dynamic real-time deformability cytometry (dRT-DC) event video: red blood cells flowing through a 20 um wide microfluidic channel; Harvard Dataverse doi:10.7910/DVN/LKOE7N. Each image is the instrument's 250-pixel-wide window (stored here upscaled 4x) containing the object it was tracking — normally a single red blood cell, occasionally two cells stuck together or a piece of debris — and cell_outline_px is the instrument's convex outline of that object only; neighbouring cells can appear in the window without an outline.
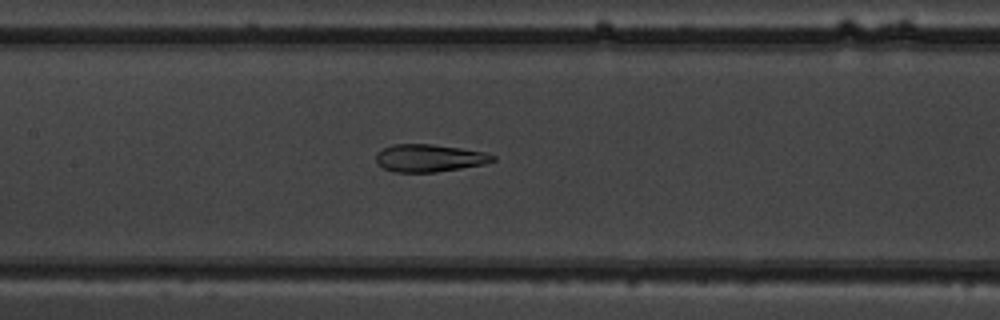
{"species": "common noctule bat (a hibernating species)", "species_latin": "Nyctalus noctula", "temperature_condition": "warm", "stored_images_in_passage": 52, "camera_frame_rate_fps": 3000, "um_per_image_px": 0.085, "animal": {"sex": "male", "body_mass_g": 19.5, "forearm_length_mm": 54.6}, "frame": {"image": 1, "passage_image": 25, "time_ms": 8.0, "image_size_px": [1000, 320], "cell_outline_px": [[496, 160], [484, 164], [436, 172], [396, 172], [384, 168], [376, 164], [376, 152], [392, 144], [432, 144], [460, 148], [484, 152], [496, 156]], "centroid_in_image_um": [36.47, 13.43], "position_along_channel_um": 170.9, "area_um2": 18.73}}
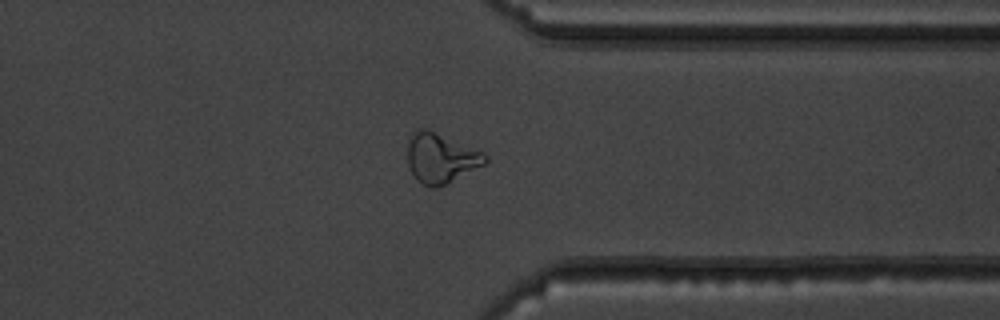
{"frame": {"image": 2, "passage_image": 41, "time_ms": 13.333, "image_size_px": [1000, 320], "cell_outline_px": [[488, 160], [484, 164], [436, 188], [432, 188], [420, 184], [412, 172], [408, 164], [408, 136], [416, 128], [424, 128], [484, 152], [488, 156]], "centroid_in_image_um": [37.43, 13.42], "position_along_channel_um": 374.0, "area_um2": 22.25}}
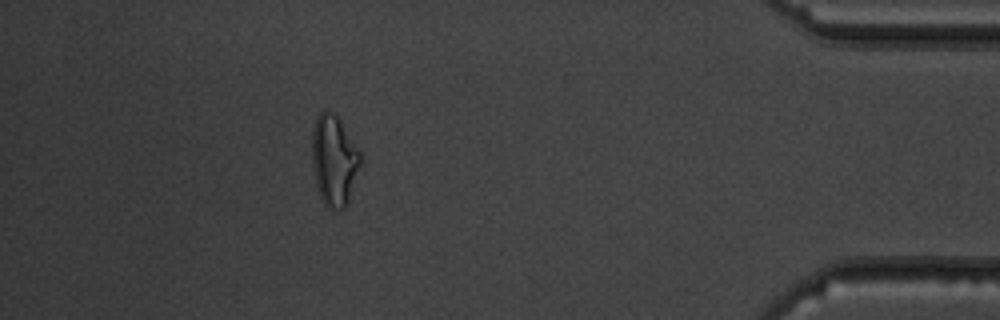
{"frame": {"image": 3, "passage_image": 47, "time_ms": 15.333, "image_size_px": [1000, 320], "cell_outline_px": [[360, 164], [348, 204], [344, 208], [328, 208], [324, 204], [320, 196], [316, 184], [312, 160], [312, 128], [316, 116], [324, 108], [332, 112], [340, 120], [360, 152]], "centroid_in_image_um": [28.37, 13.6], "position_along_channel_um": 406.8, "area_um2": 25.43}, "authors_computed_cell_mechanics": {"area_um2": 22.3397, "velocity_mm_per_s": 3.8537, "shape_relaxation_time_tau1_ms": null, "shape_relaxation_time_tau2_ms": 1.4167, "deformation_change_tau1": null, "deformation_change_tau2": 0.0842}}